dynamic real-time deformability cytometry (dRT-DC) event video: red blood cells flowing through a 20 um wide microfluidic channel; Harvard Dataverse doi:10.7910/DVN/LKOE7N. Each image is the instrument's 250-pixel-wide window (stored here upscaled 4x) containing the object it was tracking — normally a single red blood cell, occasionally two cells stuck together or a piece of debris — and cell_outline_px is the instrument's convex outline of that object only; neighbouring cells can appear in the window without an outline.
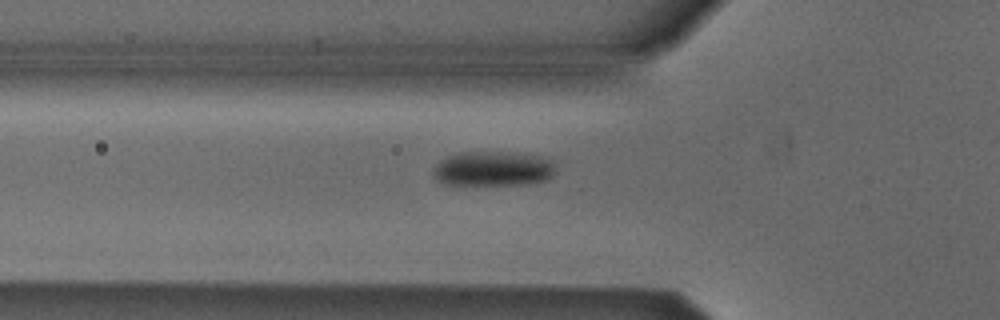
{"species": "Egyptian fruit bat (a non-hibernating species)", "species_latin": "Rousettus aegyptiacus", "temperature_condition": "cold", "stored_images_in_passage": 38, "camera_frame_rate_fps": 3000, "um_per_image_px": 0.085, "animal": {"sex": "male"}, "frame": {"image": 1, "passage_image": 10, "time_ms": 3.0, "image_size_px": [1000, 320], "cell_outline_px": [[556, 172], [548, 180], [528, 184], [444, 184], [436, 180], [432, 176], [432, 172], [436, 164], [440, 160], [448, 156], [460, 152], [512, 152], [540, 156], [552, 160], [556, 168]], "centroid_in_image_um": [41.93, 14.34], "position_along_channel_um": 83.9, "area_um2": 25.09}}
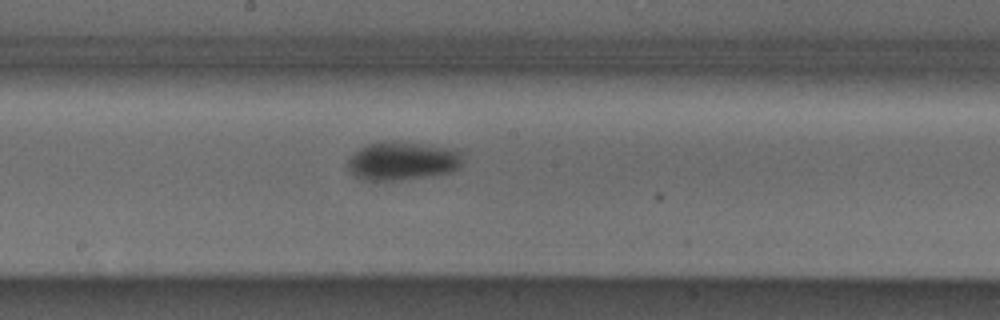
{"frame": {"image": 2, "passage_image": 20, "time_ms": 6.333, "image_size_px": [1000, 320], "cell_outline_px": [[464, 156], [460, 168], [452, 172], [432, 176], [400, 180], [364, 180], [356, 176], [348, 168], [348, 160], [360, 148], [368, 144], [384, 140], [396, 140], [428, 144], [456, 148]], "centroid_in_image_um": [34.29, 13.66], "position_along_channel_um": 213.9, "area_um2": 26.36}}
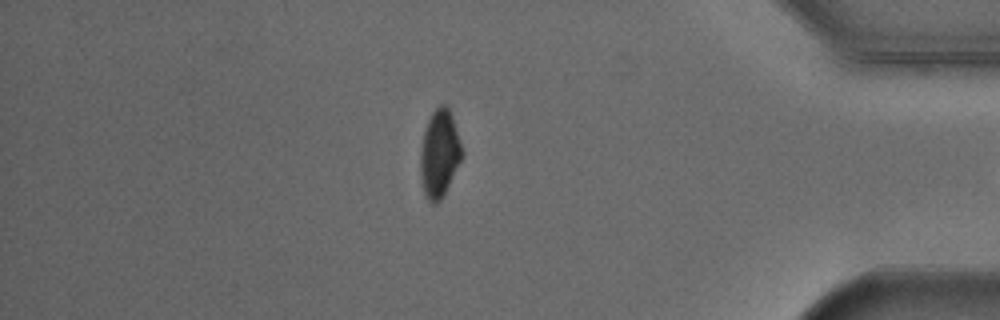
{"frame": {"image": 3, "passage_image": 37, "time_ms": 12.0, "image_size_px": [1000, 320], "cell_outline_px": [[464, 152], [440, 200], [436, 204], [432, 204], [424, 196], [420, 176], [420, 152], [424, 132], [428, 120], [432, 112], [440, 104], [448, 104]], "centroid_in_image_um": [37.33, 13.03], "position_along_channel_um": 397.9, "area_um2": 21.04}}